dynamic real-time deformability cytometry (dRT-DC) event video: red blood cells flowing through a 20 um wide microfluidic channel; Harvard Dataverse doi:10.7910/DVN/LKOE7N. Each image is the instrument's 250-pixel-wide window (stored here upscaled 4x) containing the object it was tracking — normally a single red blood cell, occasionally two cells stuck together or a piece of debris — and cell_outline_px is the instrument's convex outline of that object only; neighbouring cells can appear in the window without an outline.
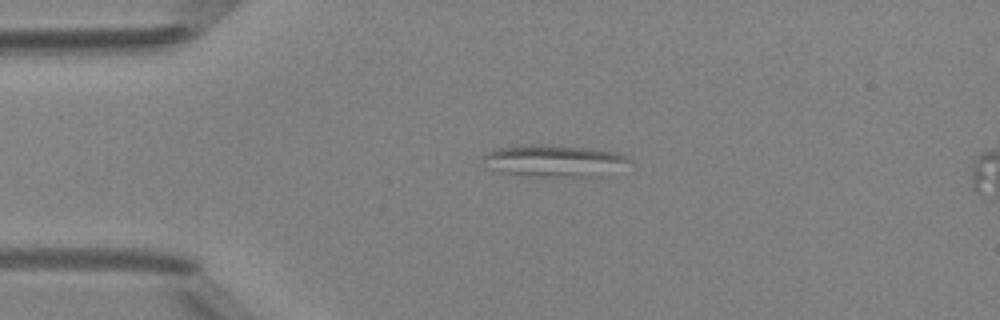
{"species": "Egyptian fruit bat (a non-hibernating species)", "species_latin": "Rousettus aegyptiacus", "temperature_condition": "room temperature", "stored_images_in_passage": 15, "segment_of_instrument_passage": [1, 2], "camera_frame_rate_fps": 3000, "um_per_image_px": 0.085, "animal": {"sex": "female"}, "frame": {"image": 1, "passage_image": 11, "time_ms": 3.333, "image_size_px": [1000, 320], "cell_outline_px": [[628, 160], [608, 176], [532, 176], [500, 172], [492, 168], [484, 156], [488, 152], [496, 148], [520, 144], [536, 144], [588, 148], [616, 152], [624, 156]], "centroid_in_image_um": [47.09, 13.66], "position_along_channel_um": 37.9, "area_um2": 26.59}}